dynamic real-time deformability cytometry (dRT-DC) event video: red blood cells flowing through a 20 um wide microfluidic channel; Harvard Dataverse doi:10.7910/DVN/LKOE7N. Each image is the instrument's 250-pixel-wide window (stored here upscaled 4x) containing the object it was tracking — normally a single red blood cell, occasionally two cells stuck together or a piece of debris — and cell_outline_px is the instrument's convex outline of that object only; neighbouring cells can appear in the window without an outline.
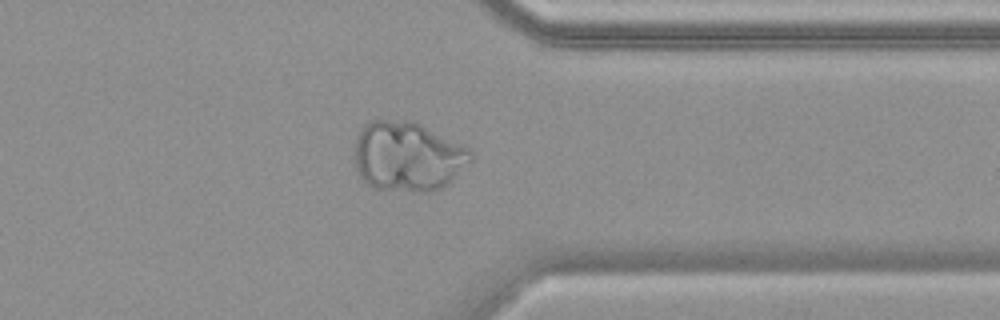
{"species": "common noctule bat (a hibernating species)", "species_latin": "Nyctalus noctula", "temperature_condition": "warm", "stored_images_in_passage": 53, "camera_frame_rate_fps": 3000, "um_per_image_px": 0.085, "animal": {"sex": "female", "body_mass_g": 19.9}, "frame": {"image": 1, "passage_image": 42, "time_ms": 13.667, "image_size_px": [1000, 320], "cell_outline_px": [[472, 160], [444, 188], [432, 192], [416, 192], [372, 188], [360, 176], [356, 168], [352, 156], [352, 148], [356, 136], [360, 128], [364, 124], [372, 120], [412, 120], [472, 148]], "centroid_in_image_um": [34.63, 13.29], "position_along_channel_um": 376.8, "area_um2": 48.32}}
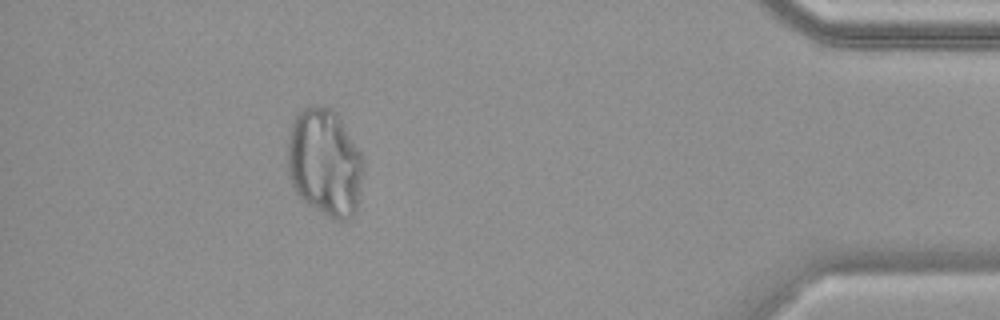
{"frame": {"image": 2, "passage_image": 48, "time_ms": 15.667, "image_size_px": [1000, 320], "cell_outline_px": [[364, 172], [356, 212], [352, 216], [344, 220], [332, 220], [308, 204], [296, 192], [288, 176], [288, 136], [292, 124], [296, 116], [308, 104], [324, 104], [332, 108], [336, 112], [364, 156]], "centroid_in_image_um": [27.63, 13.8], "position_along_channel_um": 407.6, "area_um2": 48.32}}